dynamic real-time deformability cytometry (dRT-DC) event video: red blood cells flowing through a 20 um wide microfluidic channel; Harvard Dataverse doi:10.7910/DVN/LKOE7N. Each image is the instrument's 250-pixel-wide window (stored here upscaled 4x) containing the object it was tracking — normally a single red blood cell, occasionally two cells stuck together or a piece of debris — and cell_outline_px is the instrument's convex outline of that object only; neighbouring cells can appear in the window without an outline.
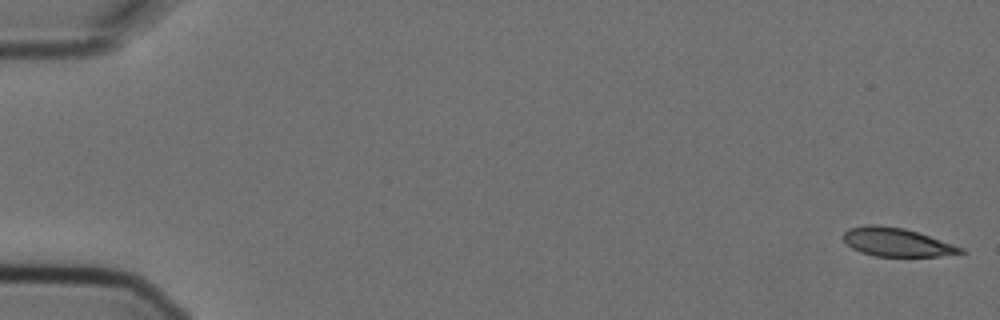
{"species": "Egyptian fruit bat (a non-hibernating species)", "species_latin": "Rousettus aegyptiacus", "temperature_condition": "cold", "stored_images_in_passage": 5, "camera_frame_rate_fps": 3000, "um_per_image_px": 0.085, "animal": {"sex": "female"}, "frame": {"image": 1, "passage_image": 1, "time_ms": 0.0, "image_size_px": [1000, 320], "cell_outline_px": [[968, 252], [940, 256], [872, 256], [860, 252], [852, 248], [840, 236], [848, 228], [868, 224], [876, 224], [904, 228], [964, 248]], "centroid_in_image_um": [76.17, 20.58], "position_along_channel_um": 8.8, "area_um2": 19.48}}
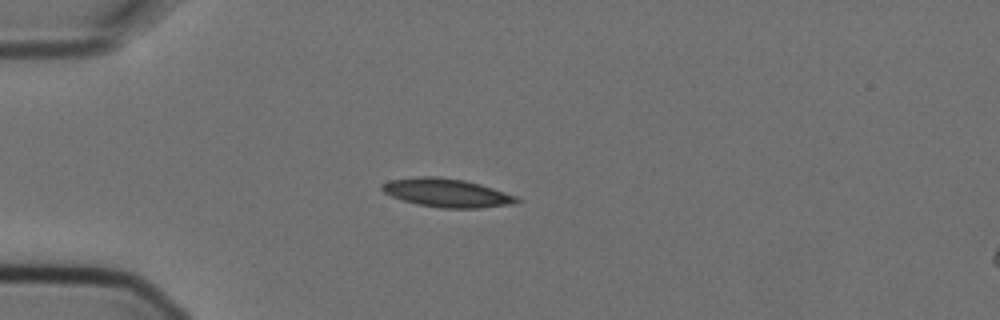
{"frame": {"image": 2, "passage_image": 5, "time_ms": 1.333, "image_size_px": [1000, 320], "cell_outline_px": [[524, 200], [512, 204], [480, 208], [440, 208], [416, 204], [392, 196], [384, 192], [380, 188], [380, 184], [392, 180], [416, 176], [440, 176], [464, 180], [480, 184], [516, 196]], "centroid_in_image_um": [37.98, 16.39], "position_along_channel_um": 47.0, "area_um2": 22.43}}